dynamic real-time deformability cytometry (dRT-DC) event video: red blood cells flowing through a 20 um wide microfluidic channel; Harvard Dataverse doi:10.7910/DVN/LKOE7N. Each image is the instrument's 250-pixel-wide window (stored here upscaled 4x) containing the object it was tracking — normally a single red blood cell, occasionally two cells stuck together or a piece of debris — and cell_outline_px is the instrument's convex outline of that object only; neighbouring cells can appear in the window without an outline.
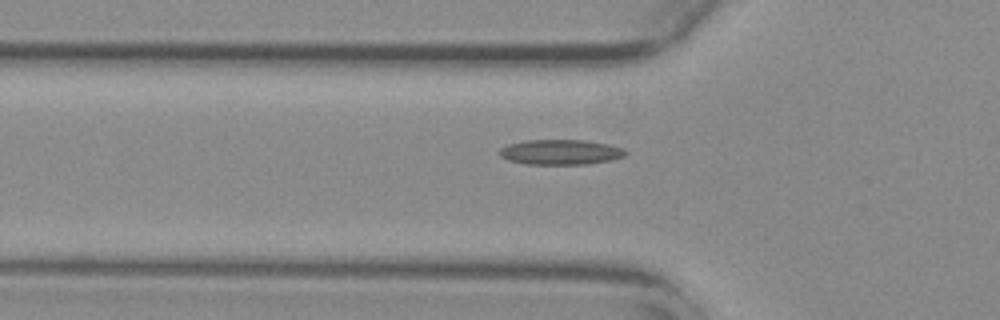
{"species": "common noctule bat (a hibernating species)", "species_latin": "Nyctalus noctula", "temperature_condition": "warm", "stored_images_in_passage": 38, "camera_frame_rate_fps": 3000, "um_per_image_px": 0.085, "animal": {"sex": "female", "body_mass_g": 29.2, "forearm_length_mm": 56.3}, "frame": {"image": 1, "passage_image": 9, "time_ms": 2.667, "image_size_px": [1000, 320], "cell_outline_px": [[628, 152], [624, 156], [612, 160], [588, 164], [524, 164], [508, 160], [500, 156], [500, 148], [508, 144], [524, 140], [584, 140], [608, 144], [624, 148]], "centroid_in_image_um": [47.66, 12.93], "position_along_channel_um": 78.1, "area_um2": 18.55}}
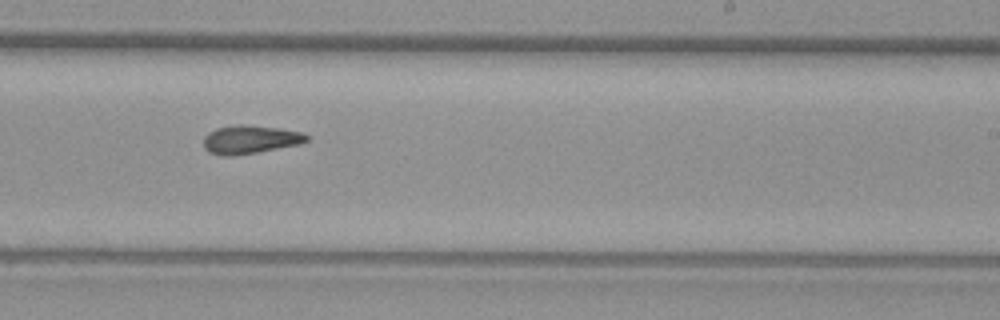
{"frame": {"image": 2, "passage_image": 24, "time_ms": 7.667, "image_size_px": [1000, 320], "cell_outline_px": [[308, 140], [300, 144], [256, 152], [232, 156], [220, 156], [208, 152], [204, 148], [204, 136], [208, 132], [216, 128], [236, 124], [248, 124], [304, 132], [308, 136]], "centroid_in_image_um": [21.23, 11.85], "position_along_channel_um": 267.8, "area_um2": 17.17}}
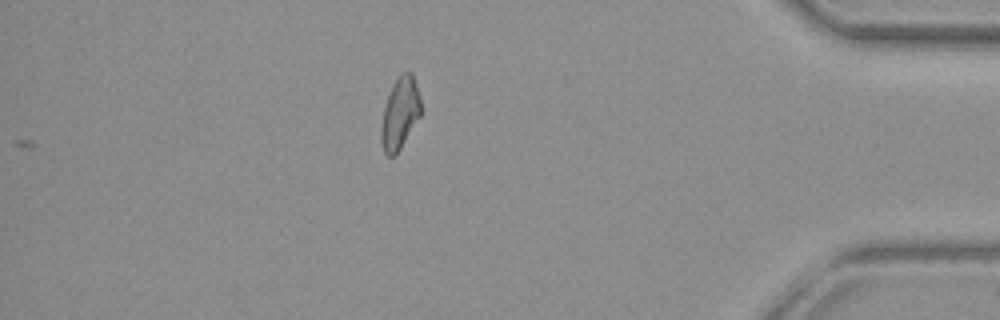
{"frame": {"image": 3, "passage_image": 38, "time_ms": 12.333, "image_size_px": [1000, 320], "cell_outline_px": [[420, 116], [400, 148], [392, 156], [388, 156], [384, 152], [380, 140], [380, 128], [384, 108], [388, 96], [400, 72], [412, 72], [420, 96]], "centroid_in_image_um": [33.98, 9.62], "position_along_channel_um": 401.2, "area_um2": 16.3}, "authors_computed_cell_mechanics": {"area_um2": 16.9065, "velocity_mm_per_s": 3.7887, "shape_relaxation_time_tau1_ms": null, "shape_relaxation_time_tau2_ms": 5.9292, "deformation_change_tau1": null, "deformation_change_tau2": 0.1451}}